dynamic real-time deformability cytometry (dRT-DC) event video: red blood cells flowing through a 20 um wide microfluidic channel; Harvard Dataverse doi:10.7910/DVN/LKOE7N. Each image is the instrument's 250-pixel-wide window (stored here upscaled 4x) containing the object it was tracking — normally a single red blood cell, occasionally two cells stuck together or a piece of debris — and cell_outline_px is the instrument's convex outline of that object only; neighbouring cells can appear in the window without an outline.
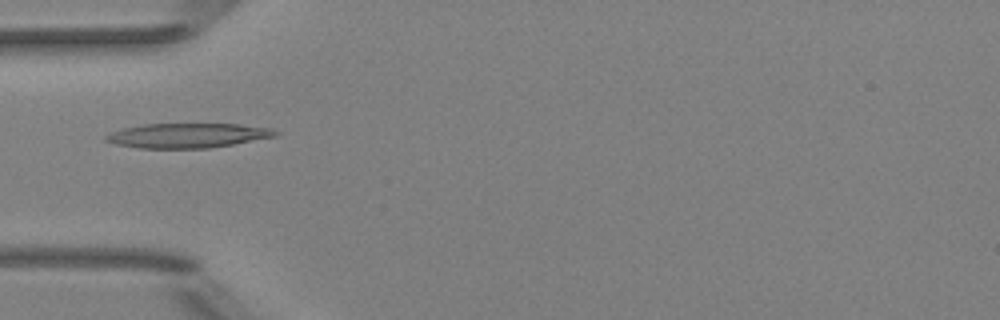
{"species": "Egyptian fruit bat (a non-hibernating species)", "species_latin": "Rousettus aegyptiacus", "temperature_condition": "room temperature", "stored_images_in_passage": 5, "camera_frame_rate_fps": 3000, "um_per_image_px": 0.085, "animal": {"sex": "female"}, "frame": {"image": 1, "passage_image": 5, "time_ms": 4.667, "image_size_px": [1000, 320], "cell_outline_px": [[280, 132], [276, 136], [232, 144], [208, 148], [140, 148], [116, 144], [104, 140], [104, 136], [108, 132], [124, 128], [144, 124], [240, 124], [272, 128]], "centroid_in_image_um": [15.93, 11.51], "position_along_channel_um": 69.1, "area_um2": 24.28}}